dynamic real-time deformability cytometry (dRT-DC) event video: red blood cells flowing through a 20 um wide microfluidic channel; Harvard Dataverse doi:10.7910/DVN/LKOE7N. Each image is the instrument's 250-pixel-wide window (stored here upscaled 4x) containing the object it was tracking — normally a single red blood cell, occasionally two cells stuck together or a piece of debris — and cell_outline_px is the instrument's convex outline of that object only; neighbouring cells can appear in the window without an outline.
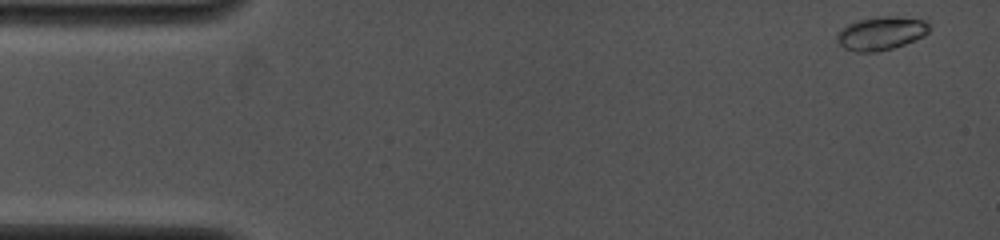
{"species": "common noctule bat (a hibernating species)", "species_latin": "Nyctalus noctula", "temperature_condition": "cold", "stored_images_in_passage": 51, "camera_frame_rate_fps": 4000, "um_per_image_px": 0.085, "animal": {"sex": "female", "body_mass_g": 19.0, "forearm_length_mm": 53.3}, "frame": {"image": 1, "passage_image": 1, "time_ms": 0.0, "image_size_px": [1000, 240], "cell_outline_px": [[928, 32], [924, 36], [904, 44], [892, 48], [876, 52], [856, 52], [844, 48], [836, 40], [836, 32], [840, 28], [848, 24], [860, 20], [880, 16], [896, 16], [924, 20], [928, 24]], "centroid_in_image_um": [74.85, 2.83], "position_along_channel_um": 10.2, "area_um2": 17.92}}
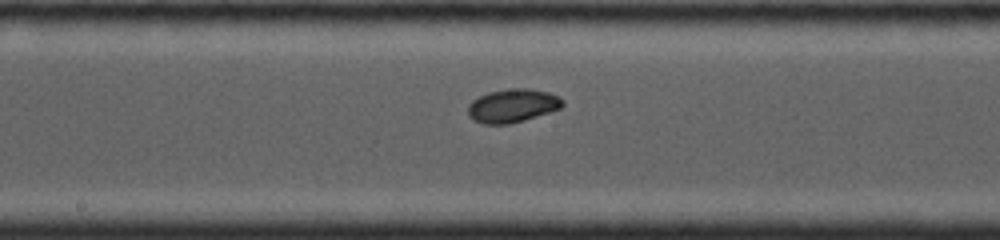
{"frame": {"image": 2, "passage_image": 33, "time_ms": 7.5, "image_size_px": [1000, 240], "cell_outline_px": [[564, 104], [560, 108], [524, 120], [508, 124], [484, 124], [472, 120], [468, 116], [468, 104], [472, 100], [488, 92], [512, 88], [528, 88], [548, 92], [560, 96], [564, 100]], "centroid_in_image_um": [43.55, 8.98], "position_along_channel_um": 204.6, "area_um2": 18.5}}
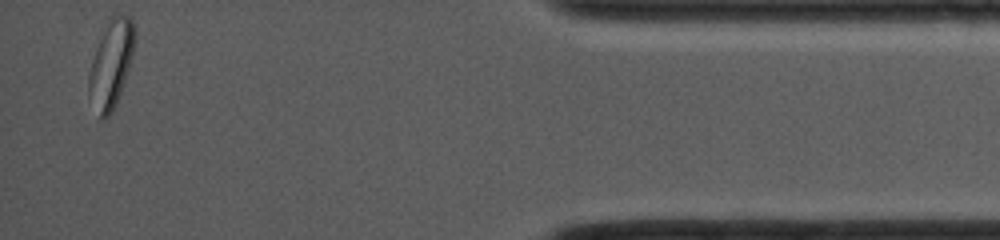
{"frame": {"image": 3, "passage_image": 51, "time_ms": 14.0, "image_size_px": [1000, 240], "cell_outline_px": [[136, 36], [132, 56], [116, 104], [112, 112], [104, 120], [100, 120], [88, 96], [88, 76], [92, 60], [96, 48], [108, 20], [112, 16], [128, 16], [132, 20], [136, 28]], "centroid_in_image_um": [9.43, 5.47], "position_along_channel_um": 425.8, "area_um2": 23.18}, "authors_computed_cell_mechanics": {"area_um2": 17.8024, "velocity_mm_per_s": 4.1604, "shape_relaxation_time_tau1_ms": 2.3543, "shape_relaxation_time_tau2_ms": 9.9067, "deformation_change_tau1": 0.0865, "deformation_change_tau2": 0.0945}}